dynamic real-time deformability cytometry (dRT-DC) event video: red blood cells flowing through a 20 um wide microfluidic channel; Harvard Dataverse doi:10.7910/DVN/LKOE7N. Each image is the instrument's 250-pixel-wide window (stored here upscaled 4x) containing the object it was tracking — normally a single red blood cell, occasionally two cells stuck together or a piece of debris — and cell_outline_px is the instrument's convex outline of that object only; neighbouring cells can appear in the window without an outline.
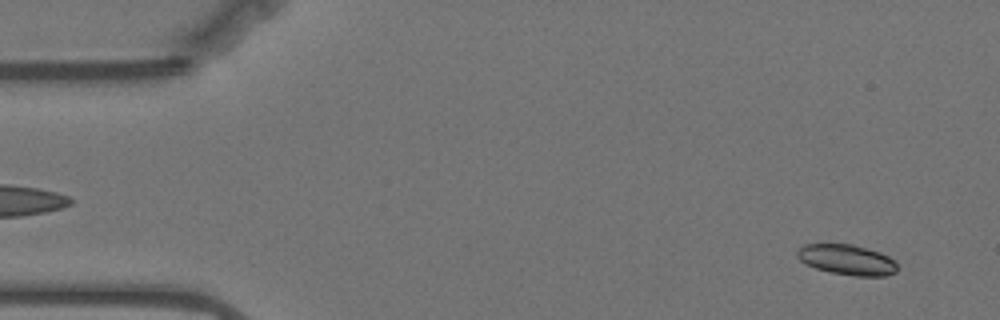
{"species": "Egyptian fruit bat (a non-hibernating species)", "species_latin": "Rousettus aegyptiacus", "temperature_condition": "warm", "stored_images_in_passage": 57, "camera_frame_rate_fps": 3000, "um_per_image_px": 0.085, "animal": {"sex": "female"}, "frame": {"image": 1, "passage_image": 3, "time_ms": 0.667, "image_size_px": [1000, 320], "cell_outline_px": [[896, 272], [884, 276], [856, 276], [832, 272], [816, 268], [800, 260], [796, 256], [796, 252], [804, 244], [852, 244], [880, 252], [896, 260]], "centroid_in_image_um": [72.01, 22.07], "position_along_channel_um": 13.0, "area_um2": 17.57}}
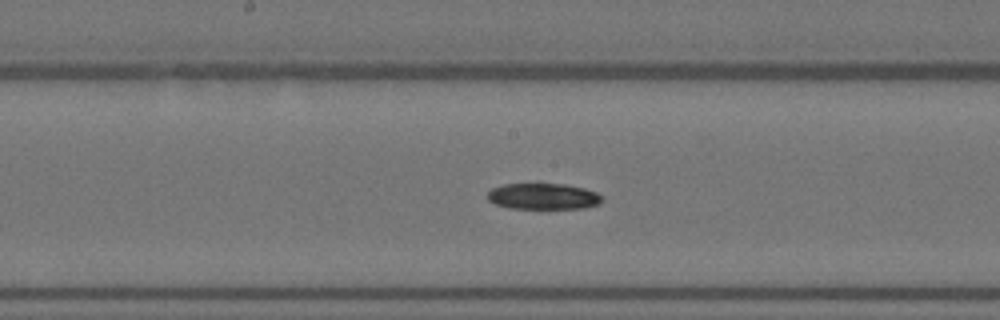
{"frame": {"image": 2, "passage_image": 28, "time_ms": 9.0, "image_size_px": [1000, 320], "cell_outline_px": [[604, 200], [600, 204], [584, 208], [508, 208], [496, 204], [488, 200], [488, 192], [492, 188], [504, 184], [564, 184], [584, 188], [596, 192], [604, 196]], "centroid_in_image_um": [46.22, 16.69], "position_along_channel_um": 202.0, "area_um2": 17.46}}
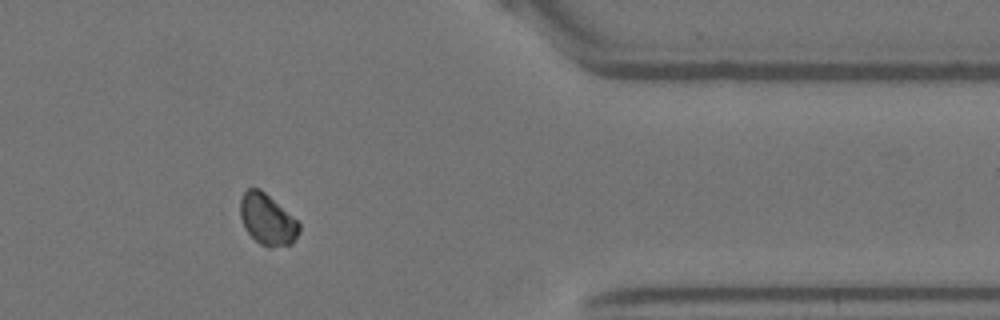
{"frame": {"image": 3, "passage_image": 46, "time_ms": 15.0, "image_size_px": [1000, 320], "cell_outline_px": [[300, 232], [292, 244], [272, 248], [268, 248], [260, 244], [244, 228], [240, 216], [240, 200], [244, 192], [248, 188], [260, 188], [296, 220], [300, 224]], "centroid_in_image_um": [22.71, 18.68], "position_along_channel_um": 388.7, "area_um2": 17.46}}